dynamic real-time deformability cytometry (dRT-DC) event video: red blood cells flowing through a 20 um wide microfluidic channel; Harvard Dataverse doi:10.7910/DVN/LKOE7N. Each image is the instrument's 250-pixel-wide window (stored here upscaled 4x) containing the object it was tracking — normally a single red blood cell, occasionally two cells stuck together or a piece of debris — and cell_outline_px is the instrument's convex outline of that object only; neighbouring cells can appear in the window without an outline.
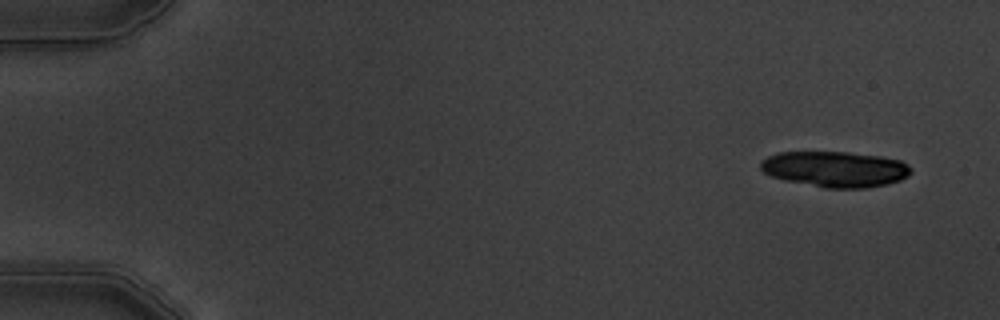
{"species": "common noctule bat (a hibernating species)", "species_latin": "Nyctalus noctula", "temperature_condition": "warm", "stored_images_in_passage": 6, "camera_frame_rate_fps": 3000, "um_per_image_px": 0.085, "animal": {"sex": "male", "body_mass_g": 19.5, "forearm_length_mm": 54.6}, "frame": {"image": 1, "passage_image": 1, "time_ms": 0.0, "image_size_px": [1000, 320], "cell_outline_px": [[912, 172], [908, 176], [900, 180], [888, 184], [868, 188], [824, 188], [784, 180], [772, 176], [764, 172], [760, 168], [760, 160], [776, 152], [848, 152], [880, 156], [900, 160], [908, 164], [912, 168]], "centroid_in_image_um": [71.0, 14.38], "position_along_channel_um": 14.0, "area_um2": 31.62}}